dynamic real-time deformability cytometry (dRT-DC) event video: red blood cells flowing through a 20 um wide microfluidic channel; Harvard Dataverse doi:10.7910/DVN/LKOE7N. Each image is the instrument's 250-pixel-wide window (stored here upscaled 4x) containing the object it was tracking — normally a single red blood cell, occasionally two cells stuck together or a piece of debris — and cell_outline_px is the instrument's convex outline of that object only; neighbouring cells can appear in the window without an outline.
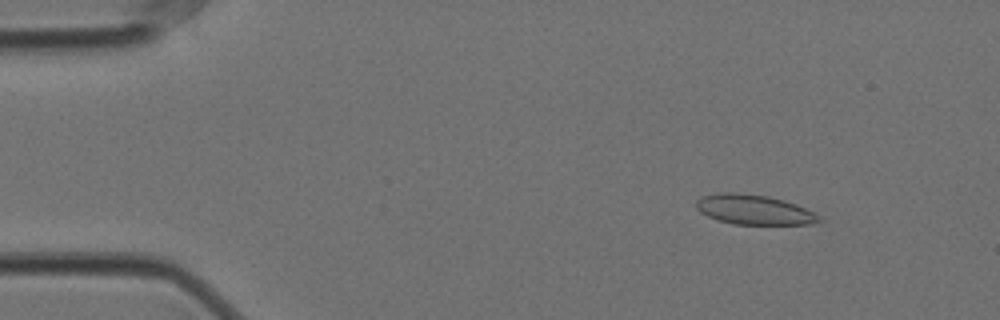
{"species": "Egyptian fruit bat (a non-hibernating species)", "species_latin": "Rousettus aegyptiacus", "temperature_condition": "cold", "stored_images_in_passage": 57, "camera_frame_rate_fps": 3000, "um_per_image_px": 0.085, "animal": {"sex": "female"}, "frame": {"image": 1, "passage_image": 7, "time_ms": 2.0, "image_size_px": [1000, 320], "cell_outline_px": [[824, 220], [808, 224], [732, 224], [708, 216], [700, 212], [696, 208], [696, 200], [700, 196], [716, 192], [736, 192], [768, 196], [784, 200], [796, 204], [820, 216]], "centroid_in_image_um": [64.05, 17.8], "position_along_channel_um": 21.0, "area_um2": 21.39}}
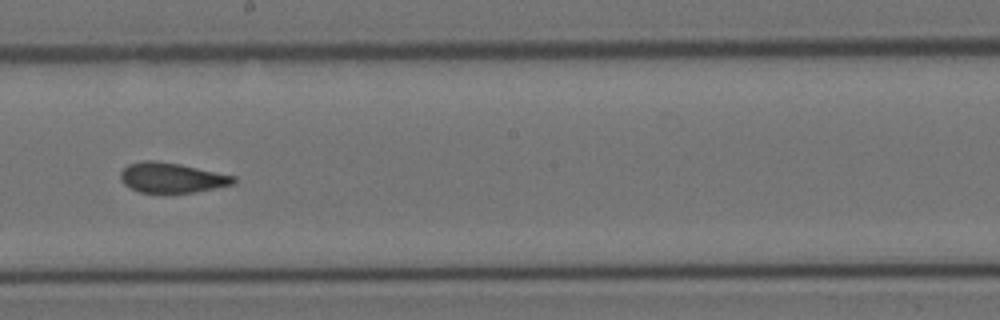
{"frame": {"image": 2, "passage_image": 32, "time_ms": 10.333, "image_size_px": [1000, 320], "cell_outline_px": [[236, 184], [196, 192], [140, 192], [124, 184], [120, 180], [120, 172], [128, 164], [144, 160], [156, 160], [180, 164], [236, 176]], "centroid_in_image_um": [14.62, 15.09], "position_along_channel_um": 233.6, "area_um2": 19.83}}
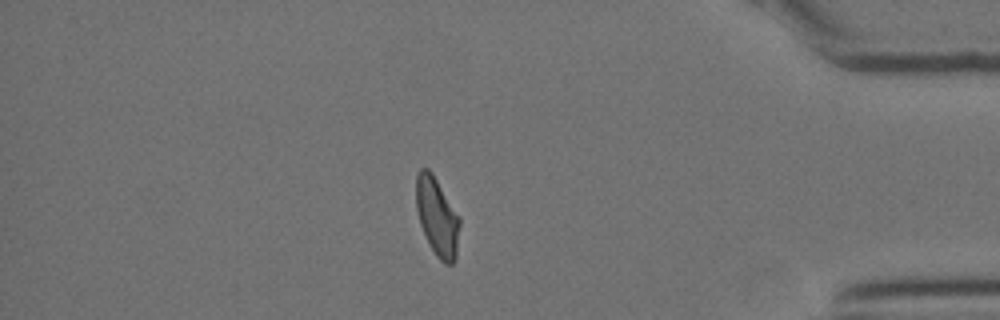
{"frame": {"image": 3, "passage_image": 49, "time_ms": 16.0, "image_size_px": [1000, 320], "cell_outline_px": [[460, 224], [456, 260], [452, 264], [444, 264], [436, 256], [420, 224], [416, 208], [416, 176], [420, 168], [428, 168], [432, 172], [460, 216]], "centroid_in_image_um": [37.17, 18.41], "position_along_channel_um": 398.0, "area_um2": 20.0}, "authors_computed_cell_mechanics": {"area_um2": 20.4612, "velocity_mm_per_s": 3.5291, "shape_relaxation_time_tau1_ms": null, "shape_relaxation_time_tau2_ms": 2.0932, "deformation_change_tau1": null, "deformation_change_tau2": 0.0643}}